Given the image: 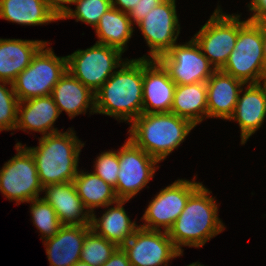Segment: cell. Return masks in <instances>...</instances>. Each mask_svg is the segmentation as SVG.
Returning <instances> with one entry per match:
<instances>
[{
    "mask_svg": "<svg viewBox=\"0 0 266 266\" xmlns=\"http://www.w3.org/2000/svg\"><path fill=\"white\" fill-rule=\"evenodd\" d=\"M143 58L123 62L120 70L95 92V113L105 114L129 124L143 111Z\"/></svg>",
    "mask_w": 266,
    "mask_h": 266,
    "instance_id": "6da1fadb",
    "label": "cell"
},
{
    "mask_svg": "<svg viewBox=\"0 0 266 266\" xmlns=\"http://www.w3.org/2000/svg\"><path fill=\"white\" fill-rule=\"evenodd\" d=\"M202 184L189 196L185 208L167 232L176 248L201 247L224 230L218 218V205Z\"/></svg>",
    "mask_w": 266,
    "mask_h": 266,
    "instance_id": "7a4b0ae2",
    "label": "cell"
},
{
    "mask_svg": "<svg viewBox=\"0 0 266 266\" xmlns=\"http://www.w3.org/2000/svg\"><path fill=\"white\" fill-rule=\"evenodd\" d=\"M130 124L128 139L159 162L173 152L195 127L172 112L142 113Z\"/></svg>",
    "mask_w": 266,
    "mask_h": 266,
    "instance_id": "3957f363",
    "label": "cell"
},
{
    "mask_svg": "<svg viewBox=\"0 0 266 266\" xmlns=\"http://www.w3.org/2000/svg\"><path fill=\"white\" fill-rule=\"evenodd\" d=\"M72 129L42 136L39 146L26 147L34 157L41 185L73 182L84 143Z\"/></svg>",
    "mask_w": 266,
    "mask_h": 266,
    "instance_id": "277c9868",
    "label": "cell"
},
{
    "mask_svg": "<svg viewBox=\"0 0 266 266\" xmlns=\"http://www.w3.org/2000/svg\"><path fill=\"white\" fill-rule=\"evenodd\" d=\"M222 72L242 81L245 85L261 83L266 76L263 41L258 22L240 21V30L234 49Z\"/></svg>",
    "mask_w": 266,
    "mask_h": 266,
    "instance_id": "5b68a950",
    "label": "cell"
},
{
    "mask_svg": "<svg viewBox=\"0 0 266 266\" xmlns=\"http://www.w3.org/2000/svg\"><path fill=\"white\" fill-rule=\"evenodd\" d=\"M47 45L36 53L30 65L12 82L20 102L51 95L53 87L67 71V56L57 57L51 48H46Z\"/></svg>",
    "mask_w": 266,
    "mask_h": 266,
    "instance_id": "8992f818",
    "label": "cell"
},
{
    "mask_svg": "<svg viewBox=\"0 0 266 266\" xmlns=\"http://www.w3.org/2000/svg\"><path fill=\"white\" fill-rule=\"evenodd\" d=\"M215 9L210 19L192 37L215 70H221L235 47L240 30V15Z\"/></svg>",
    "mask_w": 266,
    "mask_h": 266,
    "instance_id": "52a82bcc",
    "label": "cell"
},
{
    "mask_svg": "<svg viewBox=\"0 0 266 266\" xmlns=\"http://www.w3.org/2000/svg\"><path fill=\"white\" fill-rule=\"evenodd\" d=\"M121 56L119 49L95 43L68 55L67 70L95 93L123 63Z\"/></svg>",
    "mask_w": 266,
    "mask_h": 266,
    "instance_id": "ba28073f",
    "label": "cell"
},
{
    "mask_svg": "<svg viewBox=\"0 0 266 266\" xmlns=\"http://www.w3.org/2000/svg\"><path fill=\"white\" fill-rule=\"evenodd\" d=\"M17 154L0 170V191L17 204L39 198L43 191L31 152L20 142L15 146Z\"/></svg>",
    "mask_w": 266,
    "mask_h": 266,
    "instance_id": "9c48e42d",
    "label": "cell"
},
{
    "mask_svg": "<svg viewBox=\"0 0 266 266\" xmlns=\"http://www.w3.org/2000/svg\"><path fill=\"white\" fill-rule=\"evenodd\" d=\"M157 61L176 85L206 82L216 71L193 38L183 45H173Z\"/></svg>",
    "mask_w": 266,
    "mask_h": 266,
    "instance_id": "30bf717a",
    "label": "cell"
},
{
    "mask_svg": "<svg viewBox=\"0 0 266 266\" xmlns=\"http://www.w3.org/2000/svg\"><path fill=\"white\" fill-rule=\"evenodd\" d=\"M159 161L129 139L119 150V172L115 188L119 199L130 200L154 176ZM156 166V167H155Z\"/></svg>",
    "mask_w": 266,
    "mask_h": 266,
    "instance_id": "8fae6325",
    "label": "cell"
},
{
    "mask_svg": "<svg viewBox=\"0 0 266 266\" xmlns=\"http://www.w3.org/2000/svg\"><path fill=\"white\" fill-rule=\"evenodd\" d=\"M201 184L195 182V179L193 181L178 179L162 189L150 201L142 216L145 224L140 227L160 231V226H162L164 231L168 232L185 208L189 196Z\"/></svg>",
    "mask_w": 266,
    "mask_h": 266,
    "instance_id": "7c38bea8",
    "label": "cell"
},
{
    "mask_svg": "<svg viewBox=\"0 0 266 266\" xmlns=\"http://www.w3.org/2000/svg\"><path fill=\"white\" fill-rule=\"evenodd\" d=\"M175 0H164L137 25L150 47V60H157L176 44L180 25Z\"/></svg>",
    "mask_w": 266,
    "mask_h": 266,
    "instance_id": "4fadbf2b",
    "label": "cell"
},
{
    "mask_svg": "<svg viewBox=\"0 0 266 266\" xmlns=\"http://www.w3.org/2000/svg\"><path fill=\"white\" fill-rule=\"evenodd\" d=\"M131 266H167L171 258L181 256L168 233L139 227L122 246Z\"/></svg>",
    "mask_w": 266,
    "mask_h": 266,
    "instance_id": "5bb4252c",
    "label": "cell"
},
{
    "mask_svg": "<svg viewBox=\"0 0 266 266\" xmlns=\"http://www.w3.org/2000/svg\"><path fill=\"white\" fill-rule=\"evenodd\" d=\"M176 84L157 60L143 58L142 113L171 112Z\"/></svg>",
    "mask_w": 266,
    "mask_h": 266,
    "instance_id": "9a60e30c",
    "label": "cell"
},
{
    "mask_svg": "<svg viewBox=\"0 0 266 266\" xmlns=\"http://www.w3.org/2000/svg\"><path fill=\"white\" fill-rule=\"evenodd\" d=\"M44 200L55 210L62 225H91L92 214L86 210L73 182L43 187Z\"/></svg>",
    "mask_w": 266,
    "mask_h": 266,
    "instance_id": "2e32d148",
    "label": "cell"
},
{
    "mask_svg": "<svg viewBox=\"0 0 266 266\" xmlns=\"http://www.w3.org/2000/svg\"><path fill=\"white\" fill-rule=\"evenodd\" d=\"M243 92L241 88L234 112L229 120L239 123L241 129V145L245 144L263 124L266 117V90L262 83L247 84Z\"/></svg>",
    "mask_w": 266,
    "mask_h": 266,
    "instance_id": "e0dca14e",
    "label": "cell"
},
{
    "mask_svg": "<svg viewBox=\"0 0 266 266\" xmlns=\"http://www.w3.org/2000/svg\"><path fill=\"white\" fill-rule=\"evenodd\" d=\"M245 85L221 70H216L206 81L207 118L229 120L238 101V95Z\"/></svg>",
    "mask_w": 266,
    "mask_h": 266,
    "instance_id": "ac0fdd59",
    "label": "cell"
},
{
    "mask_svg": "<svg viewBox=\"0 0 266 266\" xmlns=\"http://www.w3.org/2000/svg\"><path fill=\"white\" fill-rule=\"evenodd\" d=\"M91 225H63L56 235L44 240L50 266H74L79 260L83 242Z\"/></svg>",
    "mask_w": 266,
    "mask_h": 266,
    "instance_id": "d6986e66",
    "label": "cell"
},
{
    "mask_svg": "<svg viewBox=\"0 0 266 266\" xmlns=\"http://www.w3.org/2000/svg\"><path fill=\"white\" fill-rule=\"evenodd\" d=\"M51 96L60 114L65 111L71 119L86 112L90 106V113H95V93L68 70L53 87Z\"/></svg>",
    "mask_w": 266,
    "mask_h": 266,
    "instance_id": "ffe728a7",
    "label": "cell"
},
{
    "mask_svg": "<svg viewBox=\"0 0 266 266\" xmlns=\"http://www.w3.org/2000/svg\"><path fill=\"white\" fill-rule=\"evenodd\" d=\"M17 115L16 129L40 132L43 136L59 132L52 126L60 112L51 95L19 102Z\"/></svg>",
    "mask_w": 266,
    "mask_h": 266,
    "instance_id": "44dd1931",
    "label": "cell"
},
{
    "mask_svg": "<svg viewBox=\"0 0 266 266\" xmlns=\"http://www.w3.org/2000/svg\"><path fill=\"white\" fill-rule=\"evenodd\" d=\"M46 44L40 40L0 39V80L12 83Z\"/></svg>",
    "mask_w": 266,
    "mask_h": 266,
    "instance_id": "7402d4cb",
    "label": "cell"
},
{
    "mask_svg": "<svg viewBox=\"0 0 266 266\" xmlns=\"http://www.w3.org/2000/svg\"><path fill=\"white\" fill-rule=\"evenodd\" d=\"M127 201L119 199L115 202L116 206L105 211L101 218L92 213L91 229L117 247H122L140 227L126 214L123 204Z\"/></svg>",
    "mask_w": 266,
    "mask_h": 266,
    "instance_id": "603a6c76",
    "label": "cell"
},
{
    "mask_svg": "<svg viewBox=\"0 0 266 266\" xmlns=\"http://www.w3.org/2000/svg\"><path fill=\"white\" fill-rule=\"evenodd\" d=\"M0 18L29 26L60 20L45 0H0Z\"/></svg>",
    "mask_w": 266,
    "mask_h": 266,
    "instance_id": "cb8c5ba5",
    "label": "cell"
},
{
    "mask_svg": "<svg viewBox=\"0 0 266 266\" xmlns=\"http://www.w3.org/2000/svg\"><path fill=\"white\" fill-rule=\"evenodd\" d=\"M171 112L195 126L202 122L207 117L206 82L176 85Z\"/></svg>",
    "mask_w": 266,
    "mask_h": 266,
    "instance_id": "d4e9b609",
    "label": "cell"
},
{
    "mask_svg": "<svg viewBox=\"0 0 266 266\" xmlns=\"http://www.w3.org/2000/svg\"><path fill=\"white\" fill-rule=\"evenodd\" d=\"M132 26L128 14L111 7L94 28L99 38L96 43L117 48L124 53L127 42L133 35Z\"/></svg>",
    "mask_w": 266,
    "mask_h": 266,
    "instance_id": "484cf974",
    "label": "cell"
},
{
    "mask_svg": "<svg viewBox=\"0 0 266 266\" xmlns=\"http://www.w3.org/2000/svg\"><path fill=\"white\" fill-rule=\"evenodd\" d=\"M73 183L78 196L91 214L94 208H109L108 206L119 200L115 188L94 173L78 171Z\"/></svg>",
    "mask_w": 266,
    "mask_h": 266,
    "instance_id": "4316f807",
    "label": "cell"
},
{
    "mask_svg": "<svg viewBox=\"0 0 266 266\" xmlns=\"http://www.w3.org/2000/svg\"><path fill=\"white\" fill-rule=\"evenodd\" d=\"M118 247L91 230L83 242L80 260L91 266H102Z\"/></svg>",
    "mask_w": 266,
    "mask_h": 266,
    "instance_id": "83f0119b",
    "label": "cell"
},
{
    "mask_svg": "<svg viewBox=\"0 0 266 266\" xmlns=\"http://www.w3.org/2000/svg\"><path fill=\"white\" fill-rule=\"evenodd\" d=\"M29 203H32L30 211L33 225L42 233L43 239L56 235L63 225L53 207L43 198L33 199Z\"/></svg>",
    "mask_w": 266,
    "mask_h": 266,
    "instance_id": "f1b7e54d",
    "label": "cell"
},
{
    "mask_svg": "<svg viewBox=\"0 0 266 266\" xmlns=\"http://www.w3.org/2000/svg\"><path fill=\"white\" fill-rule=\"evenodd\" d=\"M76 9L73 11L68 8L60 17V20L67 18H76V21L92 25L94 28L98 24L101 16L105 14L111 7V0H74Z\"/></svg>",
    "mask_w": 266,
    "mask_h": 266,
    "instance_id": "f546056e",
    "label": "cell"
},
{
    "mask_svg": "<svg viewBox=\"0 0 266 266\" xmlns=\"http://www.w3.org/2000/svg\"><path fill=\"white\" fill-rule=\"evenodd\" d=\"M19 102L12 83L0 80V131L16 129Z\"/></svg>",
    "mask_w": 266,
    "mask_h": 266,
    "instance_id": "4dcf8cb0",
    "label": "cell"
},
{
    "mask_svg": "<svg viewBox=\"0 0 266 266\" xmlns=\"http://www.w3.org/2000/svg\"><path fill=\"white\" fill-rule=\"evenodd\" d=\"M93 173L107 184L116 188L119 172V151H106L100 154L95 162Z\"/></svg>",
    "mask_w": 266,
    "mask_h": 266,
    "instance_id": "1f68e13d",
    "label": "cell"
},
{
    "mask_svg": "<svg viewBox=\"0 0 266 266\" xmlns=\"http://www.w3.org/2000/svg\"><path fill=\"white\" fill-rule=\"evenodd\" d=\"M164 0H139L135 8H133L128 16L131 19L132 25L134 23L138 24L146 14L151 11L153 8L157 7L158 4L163 2Z\"/></svg>",
    "mask_w": 266,
    "mask_h": 266,
    "instance_id": "d6a6232c",
    "label": "cell"
},
{
    "mask_svg": "<svg viewBox=\"0 0 266 266\" xmlns=\"http://www.w3.org/2000/svg\"><path fill=\"white\" fill-rule=\"evenodd\" d=\"M248 7L251 12H254L248 20L254 22L266 21V0H252Z\"/></svg>",
    "mask_w": 266,
    "mask_h": 266,
    "instance_id": "836d02e7",
    "label": "cell"
},
{
    "mask_svg": "<svg viewBox=\"0 0 266 266\" xmlns=\"http://www.w3.org/2000/svg\"><path fill=\"white\" fill-rule=\"evenodd\" d=\"M102 266H131V263L122 247H118Z\"/></svg>",
    "mask_w": 266,
    "mask_h": 266,
    "instance_id": "e575fe53",
    "label": "cell"
},
{
    "mask_svg": "<svg viewBox=\"0 0 266 266\" xmlns=\"http://www.w3.org/2000/svg\"><path fill=\"white\" fill-rule=\"evenodd\" d=\"M49 7L56 13L60 18L65 11L69 8L65 4H73L74 0H45Z\"/></svg>",
    "mask_w": 266,
    "mask_h": 266,
    "instance_id": "d590c367",
    "label": "cell"
},
{
    "mask_svg": "<svg viewBox=\"0 0 266 266\" xmlns=\"http://www.w3.org/2000/svg\"><path fill=\"white\" fill-rule=\"evenodd\" d=\"M138 1L139 0H111V3L112 7L128 14L133 8H135Z\"/></svg>",
    "mask_w": 266,
    "mask_h": 266,
    "instance_id": "8d00e7d4",
    "label": "cell"
},
{
    "mask_svg": "<svg viewBox=\"0 0 266 266\" xmlns=\"http://www.w3.org/2000/svg\"><path fill=\"white\" fill-rule=\"evenodd\" d=\"M261 28V35H262V41H263V58H264V64L266 68V21L258 22Z\"/></svg>",
    "mask_w": 266,
    "mask_h": 266,
    "instance_id": "74e56055",
    "label": "cell"
},
{
    "mask_svg": "<svg viewBox=\"0 0 266 266\" xmlns=\"http://www.w3.org/2000/svg\"><path fill=\"white\" fill-rule=\"evenodd\" d=\"M74 266H91V265H89L88 263H85V262L79 260Z\"/></svg>",
    "mask_w": 266,
    "mask_h": 266,
    "instance_id": "f35d334b",
    "label": "cell"
},
{
    "mask_svg": "<svg viewBox=\"0 0 266 266\" xmlns=\"http://www.w3.org/2000/svg\"><path fill=\"white\" fill-rule=\"evenodd\" d=\"M187 266H204V265H201L199 262H195Z\"/></svg>",
    "mask_w": 266,
    "mask_h": 266,
    "instance_id": "ab89813d",
    "label": "cell"
},
{
    "mask_svg": "<svg viewBox=\"0 0 266 266\" xmlns=\"http://www.w3.org/2000/svg\"><path fill=\"white\" fill-rule=\"evenodd\" d=\"M262 82H263V86H264V88H265V90H266V76L262 79Z\"/></svg>",
    "mask_w": 266,
    "mask_h": 266,
    "instance_id": "60d3db41",
    "label": "cell"
}]
</instances>
